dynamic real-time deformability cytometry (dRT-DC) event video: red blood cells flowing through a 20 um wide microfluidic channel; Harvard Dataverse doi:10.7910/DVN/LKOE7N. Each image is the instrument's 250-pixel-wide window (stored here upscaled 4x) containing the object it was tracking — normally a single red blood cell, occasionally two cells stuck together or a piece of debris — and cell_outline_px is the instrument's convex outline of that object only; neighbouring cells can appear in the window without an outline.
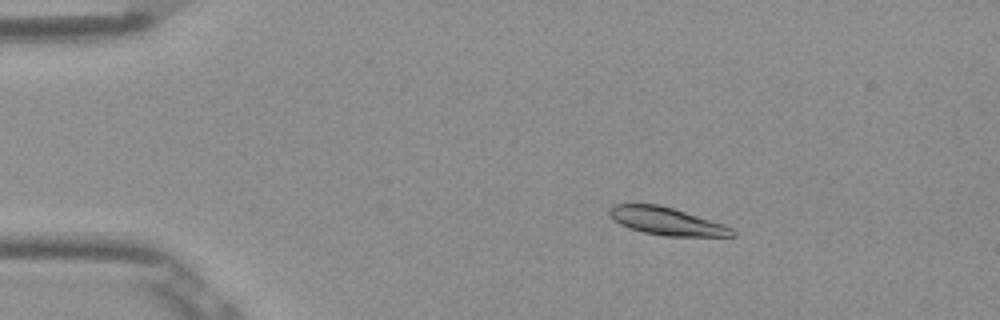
{"species": "Egyptian fruit bat (a non-hibernating species)", "species_latin": "Rousettus aegyptiacus", "temperature_condition": "room temperature", "stored_images_in_passage": 52, "camera_frame_rate_fps": 3000, "um_per_image_px": 0.085, "frame": {"image": 1, "passage_image": 9, "time_ms": 2.667, "image_size_px": [1000, 320], "cell_outline_px": [[736, 236], [664, 236], [644, 232], [620, 224], [608, 212], [608, 208], [612, 204], [660, 204], [724, 224], [732, 228], [736, 232]], "centroid_in_image_um": [56.69, 18.79], "position_along_channel_um": 28.3, "area_um2": 19.65}}
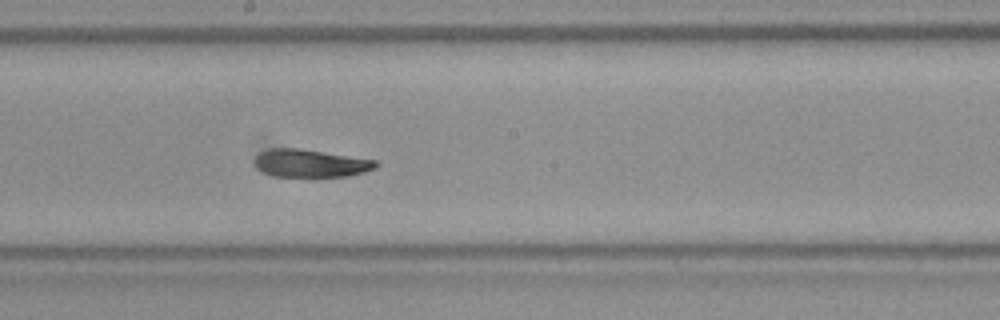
{"frame": {"image": 2, "passage_image": 29, "time_ms": 9.333, "image_size_px": [1000, 320], "cell_outline_px": [[380, 164], [376, 168], [364, 172], [348, 176], [316, 180], [312, 180], [276, 176], [264, 172], [256, 168], [252, 160], [260, 152], [272, 148], [300, 148], [376, 160]], "centroid_in_image_um": [26.4, 13.93], "position_along_channel_um": 221.8, "area_um2": 20.75}}
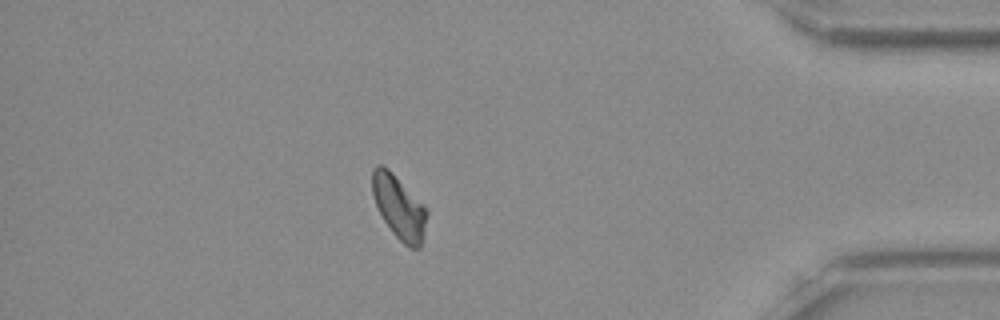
{"frame": {"image": 3, "passage_image": 46, "time_ms": 15.0, "image_size_px": [1000, 320], "cell_outline_px": [[428, 212], [420, 248], [412, 248], [404, 244], [392, 232], [384, 220], [376, 204], [372, 192], [372, 168], [376, 164], [380, 164], [388, 168], [428, 208]], "centroid_in_image_um": [33.92, 17.58], "position_along_channel_um": 401.3, "area_um2": 20.06}, "authors_computed_cell_mechanics": {"area_um2": 20.2589, "velocity_mm_per_s": 3.8589, "shape_relaxation_time_tau1_ms": 3.3855, "shape_relaxation_time_tau2_ms": 5.0375, "deformation_change_tau1": 0.1285, "deformation_change_tau2": 0.0879}}